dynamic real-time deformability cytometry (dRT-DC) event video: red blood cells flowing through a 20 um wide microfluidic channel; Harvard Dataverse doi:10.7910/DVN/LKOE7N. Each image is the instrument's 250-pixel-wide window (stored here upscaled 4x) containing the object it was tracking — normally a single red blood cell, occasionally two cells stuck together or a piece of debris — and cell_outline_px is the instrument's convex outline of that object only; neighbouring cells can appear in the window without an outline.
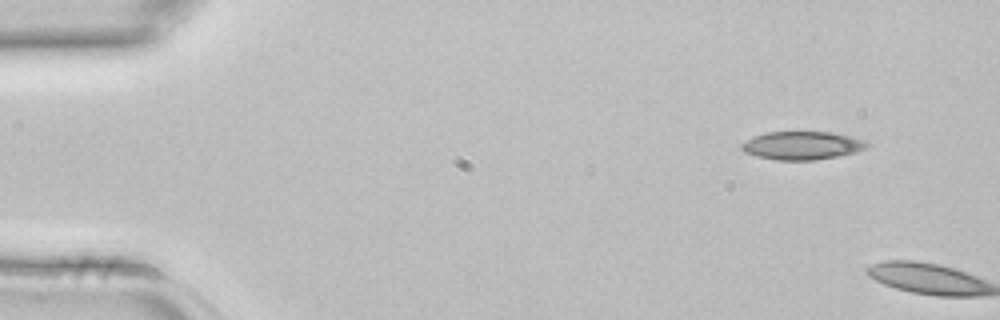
{"species": "common noctule bat (a hibernating species)", "species_latin": "Nyctalus noctula", "temperature_condition": "room temperature", "stored_images_in_passage": 2, "camera_frame_rate_fps": 3000, "um_per_image_px": 0.085, "animal": {"sex": "female", "body_mass_g": 22.7, "forearm_length_mm": 54.2}, "frame": {"image": 1, "passage_image": 1, "time_ms": 0.0, "image_size_px": [1000, 320], "cell_outline_px": [[872, 144], [868, 148], [856, 152], [836, 156], [812, 160], [776, 160], [756, 156], [744, 152], [740, 148], [740, 144], [752, 136], [768, 132], [832, 132], [864, 140]], "centroid_in_image_um": [68.17, 12.36], "position_along_channel_um": 16.8, "area_um2": 20.69}}